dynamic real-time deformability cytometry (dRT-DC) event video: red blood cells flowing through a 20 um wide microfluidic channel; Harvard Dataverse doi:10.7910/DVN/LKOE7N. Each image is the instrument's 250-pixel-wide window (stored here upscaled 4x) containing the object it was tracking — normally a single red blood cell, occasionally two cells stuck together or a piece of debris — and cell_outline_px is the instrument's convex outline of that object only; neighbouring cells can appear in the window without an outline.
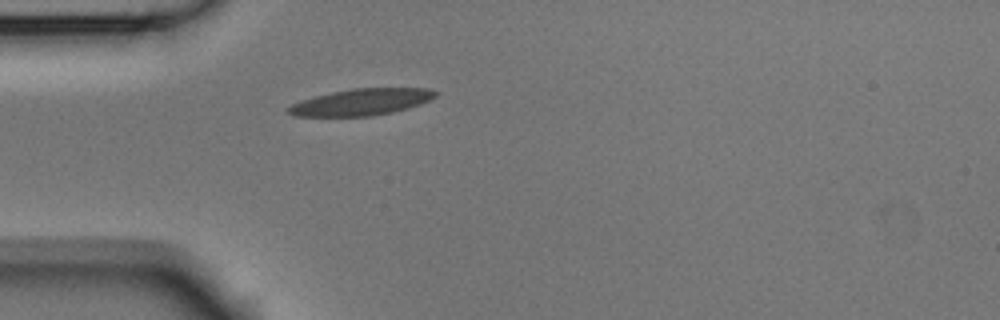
{"species": "Egyptian fruit bat (a non-hibernating species)", "species_latin": "Rousettus aegyptiacus", "temperature_condition": "room temperature", "stored_images_in_passage": 1, "camera_frame_rate_fps": 3000, "um_per_image_px": 0.085, "animal": {"sex": "male"}, "frame": {"image": 1, "passage_image": 1, "time_ms": 0.0, "image_size_px": [1000, 320], "cell_outline_px": [[440, 92], [436, 96], [420, 104], [408, 108], [392, 112], [372, 116], [296, 116], [288, 112], [284, 108], [300, 100], [332, 92], [352, 88], [428, 88]], "centroid_in_image_um": [30.72, 8.67], "position_along_channel_um": 54.3, "area_um2": 22.77}}